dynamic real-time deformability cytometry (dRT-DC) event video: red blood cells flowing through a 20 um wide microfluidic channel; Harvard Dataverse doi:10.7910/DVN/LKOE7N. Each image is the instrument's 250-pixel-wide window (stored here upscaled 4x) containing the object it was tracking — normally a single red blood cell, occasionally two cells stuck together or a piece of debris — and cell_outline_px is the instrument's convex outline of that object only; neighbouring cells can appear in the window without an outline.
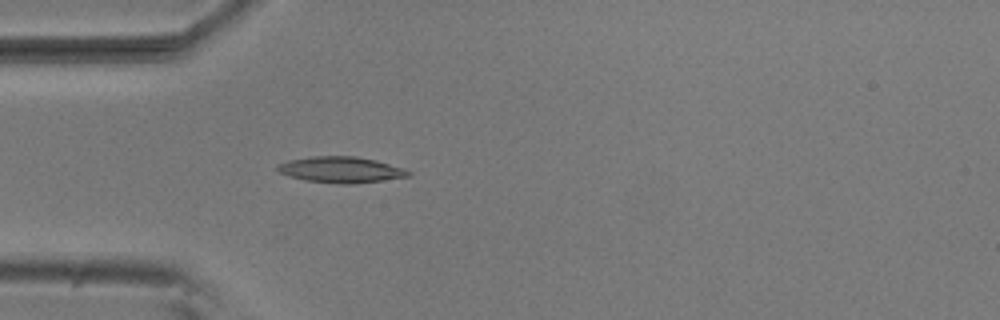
{"species": "common noctule bat (a hibernating species)", "species_latin": "Nyctalus noctula", "temperature_condition": "room temperature", "stored_images_in_passage": 1, "camera_frame_rate_fps": 3000, "um_per_image_px": 0.085, "animal": {"sex": "male", "body_mass_g": 20.5, "forearm_length_mm": 52.5}, "frame": {"image": 1, "passage_image": 1, "time_ms": 0.0, "image_size_px": [1000, 320], "cell_outline_px": [[412, 176], [352, 184], [340, 184], [304, 180], [280, 172], [276, 168], [276, 164], [288, 160], [312, 156], [356, 156], [376, 160], [404, 168], [412, 172]], "centroid_in_image_um": [29.0, 14.42], "position_along_channel_um": 56.0, "area_um2": 19.88}}